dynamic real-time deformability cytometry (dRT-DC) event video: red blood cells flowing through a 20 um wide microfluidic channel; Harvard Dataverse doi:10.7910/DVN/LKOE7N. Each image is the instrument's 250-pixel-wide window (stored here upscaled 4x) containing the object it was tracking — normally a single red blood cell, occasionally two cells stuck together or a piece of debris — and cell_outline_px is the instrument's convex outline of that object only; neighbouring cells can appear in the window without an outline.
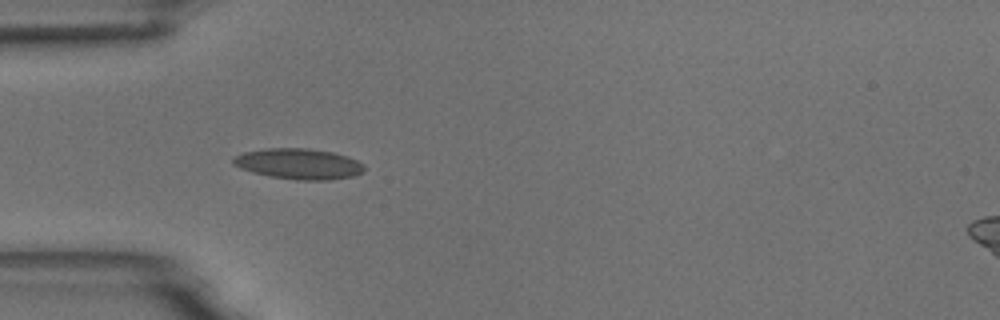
{"species": "common noctule bat (a hibernating species)", "species_latin": "Nyctalus noctula", "temperature_condition": "room temperature", "stored_images_in_passage": 6, "camera_frame_rate_fps": 3000, "um_per_image_px": 0.085, "animal": {"sex": "male", "body_mass_g": 18.8}, "frame": {"image": 1, "passage_image": 5, "time_ms": 4.667, "image_size_px": [1000, 320], "cell_outline_px": [[364, 172], [352, 176], [328, 180], [296, 180], [268, 176], [252, 172], [240, 168], [232, 164], [232, 156], [244, 152], [264, 148], [308, 148], [332, 152], [348, 156], [364, 164]], "centroid_in_image_um": [25.36, 13.92], "position_along_channel_um": 59.6, "area_um2": 23.64}}